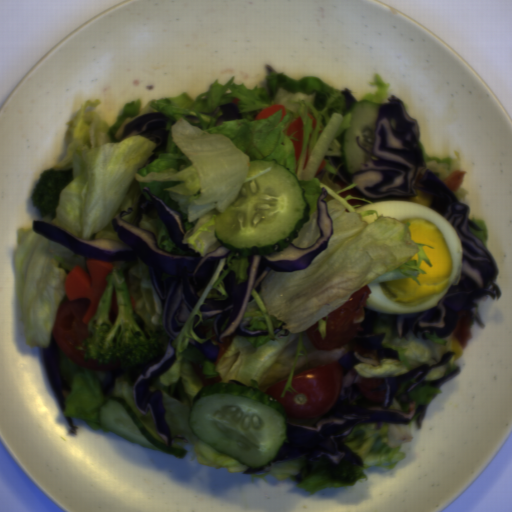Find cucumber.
<instances>
[{
  "label": "cucumber",
  "instance_id": "cucumber-1",
  "mask_svg": "<svg viewBox=\"0 0 512 512\" xmlns=\"http://www.w3.org/2000/svg\"><path fill=\"white\" fill-rule=\"evenodd\" d=\"M310 219V204L291 171L272 160H249L240 194L215 220L220 245L267 256L290 245Z\"/></svg>",
  "mask_w": 512,
  "mask_h": 512
},
{
  "label": "cucumber",
  "instance_id": "cucumber-3",
  "mask_svg": "<svg viewBox=\"0 0 512 512\" xmlns=\"http://www.w3.org/2000/svg\"><path fill=\"white\" fill-rule=\"evenodd\" d=\"M380 104L371 100H361L353 103L349 109V126L340 133V150L344 167L348 173H357L371 155L367 151H373L375 128L379 116Z\"/></svg>",
  "mask_w": 512,
  "mask_h": 512
},
{
  "label": "cucumber",
  "instance_id": "cucumber-4",
  "mask_svg": "<svg viewBox=\"0 0 512 512\" xmlns=\"http://www.w3.org/2000/svg\"><path fill=\"white\" fill-rule=\"evenodd\" d=\"M98 422L119 439L130 441L158 452L185 459L187 451L169 446L151 435L135 415L126 399L111 396L99 408Z\"/></svg>",
  "mask_w": 512,
  "mask_h": 512
},
{
  "label": "cucumber",
  "instance_id": "cucumber-2",
  "mask_svg": "<svg viewBox=\"0 0 512 512\" xmlns=\"http://www.w3.org/2000/svg\"><path fill=\"white\" fill-rule=\"evenodd\" d=\"M287 417L283 406L258 388L221 382L196 392L188 423L213 449L248 468H260L283 446Z\"/></svg>",
  "mask_w": 512,
  "mask_h": 512
}]
</instances>
